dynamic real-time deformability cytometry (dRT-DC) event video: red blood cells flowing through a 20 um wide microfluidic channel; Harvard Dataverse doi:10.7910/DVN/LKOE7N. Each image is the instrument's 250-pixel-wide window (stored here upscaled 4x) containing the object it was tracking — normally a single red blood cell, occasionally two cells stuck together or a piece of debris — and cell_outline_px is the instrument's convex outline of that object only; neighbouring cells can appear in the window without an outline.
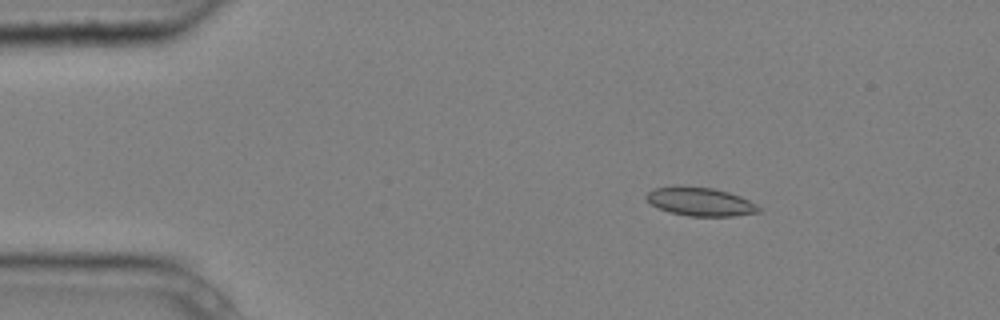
{"species": "common noctule bat (a hibernating species)", "species_latin": "Nyctalus noctula", "temperature_condition": "cold", "stored_images_in_passage": 4, "camera_frame_rate_fps": 3000, "um_per_image_px": 0.085, "animal": {"sex": "male", "body_mass_g": 20.4}, "frame": {"image": 1, "passage_image": 3, "time_ms": 0.667, "image_size_px": [1000, 320], "cell_outline_px": [[760, 212], [732, 216], [688, 216], [668, 212], [652, 204], [644, 196], [648, 192], [656, 188], [712, 188], [728, 192], [740, 196], [756, 204], [760, 208]], "centroid_in_image_um": [59.57, 17.18], "position_along_channel_um": 25.4, "area_um2": 17.98}}